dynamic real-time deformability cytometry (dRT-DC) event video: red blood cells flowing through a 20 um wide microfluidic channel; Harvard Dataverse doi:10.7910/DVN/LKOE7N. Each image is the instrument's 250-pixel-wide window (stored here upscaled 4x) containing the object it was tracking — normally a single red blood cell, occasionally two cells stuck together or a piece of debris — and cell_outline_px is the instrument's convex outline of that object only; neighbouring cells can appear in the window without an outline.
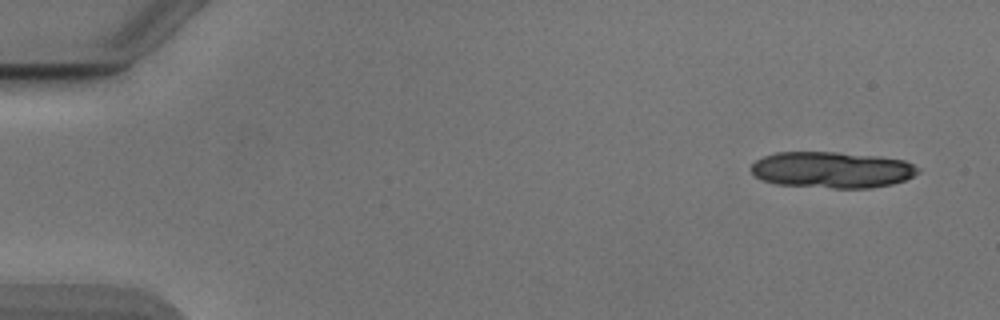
{"species": "Egyptian fruit bat (a non-hibernating species)", "species_latin": "Rousettus aegyptiacus", "temperature_condition": "cold", "stored_images_in_passage": 13, "camera_frame_rate_fps": 3000, "um_per_image_px": 0.085, "animal": {"sex": "male"}, "frame": {"image": 1, "passage_image": 1, "time_ms": 0.0, "image_size_px": [1000, 320], "cell_outline_px": [[920, 172], [904, 180], [892, 184], [872, 188], [832, 188], [776, 184], [764, 180], [756, 176], [752, 172], [752, 164], [756, 160], [764, 156], [776, 152], [836, 152], [880, 156], [904, 160], [920, 168]], "centroid_in_image_um": [70.74, 14.43], "position_along_channel_um": 14.3, "area_um2": 35.32}}